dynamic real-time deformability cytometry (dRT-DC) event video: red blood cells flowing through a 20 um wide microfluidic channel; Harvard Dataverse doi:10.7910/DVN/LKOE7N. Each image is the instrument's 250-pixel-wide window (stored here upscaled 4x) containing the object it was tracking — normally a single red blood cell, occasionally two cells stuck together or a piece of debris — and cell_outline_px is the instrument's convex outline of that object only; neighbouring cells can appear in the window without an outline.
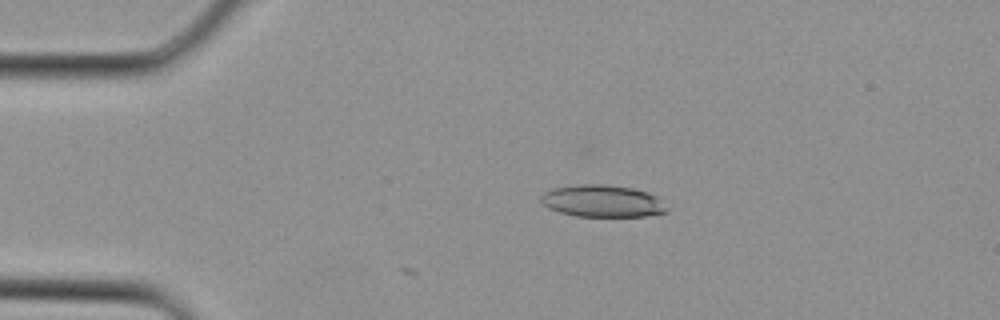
{"species": "Egyptian fruit bat (a non-hibernating species)", "species_latin": "Rousettus aegyptiacus", "temperature_condition": "cold", "stored_images_in_passage": 2, "camera_frame_rate_fps": 3000, "um_per_image_px": 0.085, "animal": {"sex": "female"}, "frame": {"image": 1, "passage_image": 1, "time_ms": 0.0, "image_size_px": [1000, 320], "cell_outline_px": [[668, 208], [664, 212], [644, 216], [576, 216], [560, 212], [548, 208], [540, 200], [540, 196], [544, 192], [552, 188], [580, 184], [600, 184], [632, 188], [648, 192], [656, 196]], "centroid_in_image_um": [51.17, 17.08], "position_along_channel_um": 33.8, "area_um2": 23.35}}
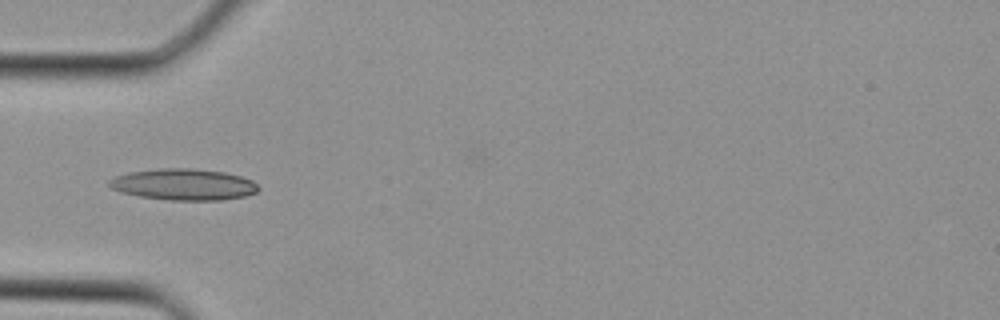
{"frame": {"image": 2, "passage_image": 2, "time_ms": 0.333, "image_size_px": [1000, 320], "cell_outline_px": [[260, 188], [256, 192], [244, 196], [220, 200], [168, 200], [140, 196], [120, 192], [112, 188], [108, 184], [108, 180], [116, 176], [128, 172], [160, 168], [192, 168], [224, 172], [240, 176], [252, 180]], "centroid_in_image_um": [15.59, 15.67], "position_along_channel_um": 69.4, "area_um2": 27.22}}